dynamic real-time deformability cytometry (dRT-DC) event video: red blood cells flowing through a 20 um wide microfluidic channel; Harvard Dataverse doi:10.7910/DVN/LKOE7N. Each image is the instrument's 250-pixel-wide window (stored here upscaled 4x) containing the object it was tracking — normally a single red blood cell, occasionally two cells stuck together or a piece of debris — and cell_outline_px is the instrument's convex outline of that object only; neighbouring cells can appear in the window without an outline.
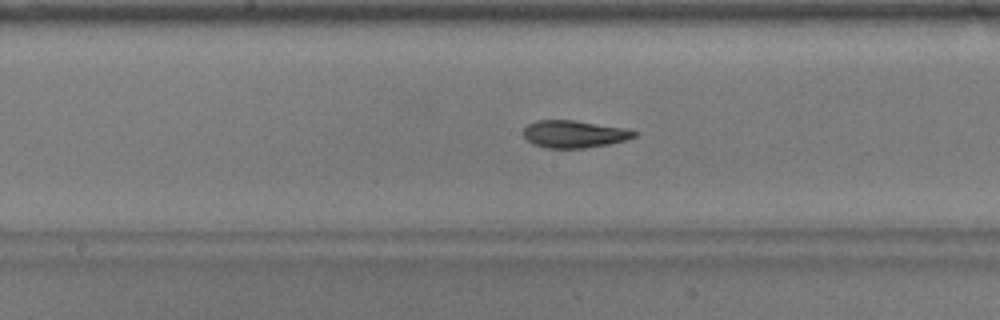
{"species": "common noctule bat (a hibernating species)", "species_latin": "Nyctalus noctula", "temperature_condition": "warm", "stored_images_in_passage": 42, "camera_frame_rate_fps": 3000, "um_per_image_px": 0.085, "animal": {"sex": "male", "body_mass_g": 17.9}, "frame": {"image": 1, "passage_image": 17, "time_ms": 5.333, "image_size_px": [1000, 320], "cell_outline_px": [[636, 136], [624, 140], [608, 144], [584, 148], [548, 148], [532, 144], [524, 136], [524, 128], [528, 124], [536, 120], [572, 120], [624, 128], [636, 132]], "centroid_in_image_um": [48.76, 11.4], "position_along_channel_um": 199.4, "area_um2": 17.4}}
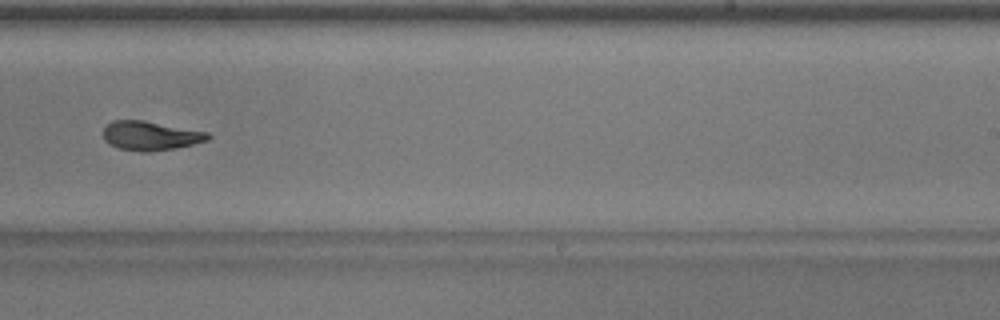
{"frame": {"image": 2, "passage_image": 23, "time_ms": 7.333, "image_size_px": [1000, 320], "cell_outline_px": [[212, 136], [208, 140], [192, 144], [172, 148], [148, 152], [140, 152], [120, 148], [104, 140], [104, 128], [112, 120], [144, 120], [208, 132]], "centroid_in_image_um": [12.8, 11.52], "position_along_channel_um": 276.2, "area_um2": 17.57}}
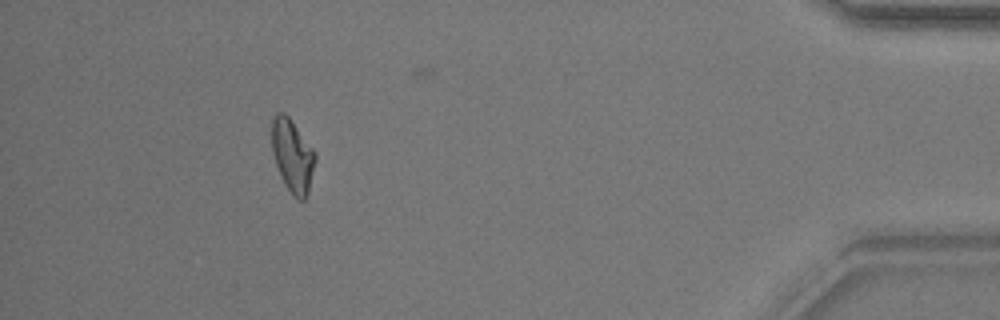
{"frame": {"image": 3, "passage_image": 38, "time_ms": 12.333, "image_size_px": [1000, 320], "cell_outline_px": [[316, 160], [308, 196], [304, 200], [300, 200], [292, 196], [284, 184], [276, 164], [272, 148], [272, 120], [276, 112], [284, 112], [288, 116], [316, 152]], "centroid_in_image_um": [24.88, 13.27], "position_along_channel_um": 410.3, "area_um2": 18.55}, "authors_computed_cell_mechanics": {"area_um2": 17.9469, "velocity_mm_per_s": 3.8537, "shape_relaxation_time_tau1_ms": 6.2531, "shape_relaxation_time_tau2_ms": 1.358, "deformation_change_tau1": 0.1899, "deformation_change_tau2": 0.0632}}